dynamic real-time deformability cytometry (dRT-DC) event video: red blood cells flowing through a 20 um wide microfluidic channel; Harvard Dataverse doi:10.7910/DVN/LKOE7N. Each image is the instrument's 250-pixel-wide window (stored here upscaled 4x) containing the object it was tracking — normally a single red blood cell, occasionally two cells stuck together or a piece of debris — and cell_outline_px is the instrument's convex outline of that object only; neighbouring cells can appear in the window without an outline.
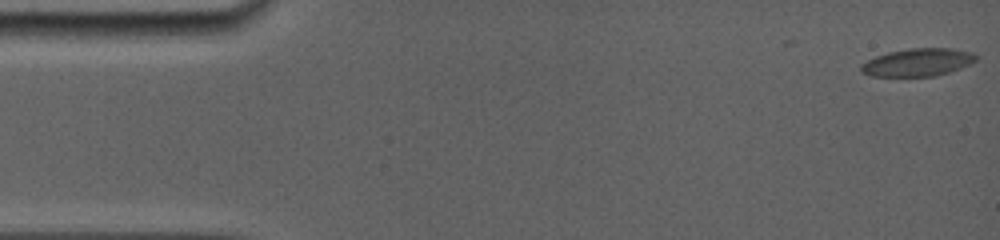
{"species": "common noctule bat (a hibernating species)", "species_latin": "Nyctalus noctula", "temperature_condition": "room temperature", "stored_images_in_passage": 77, "camera_frame_rate_fps": 5000, "um_per_image_px": 0.085, "animal": {"sex": "female", "body_mass_g": 19.0, "forearm_length_mm": 56.7}, "frame": {"image": 1, "passage_image": 1, "time_ms": 0.0, "image_size_px": [1000, 240], "cell_outline_px": [[980, 56], [976, 60], [960, 68], [936, 76], [872, 76], [860, 72], [860, 64], [876, 56], [888, 52], [908, 48], [948, 48], [972, 52]], "centroid_in_image_um": [78.0, 5.29], "position_along_channel_um": 7.0, "area_um2": 18.61}}
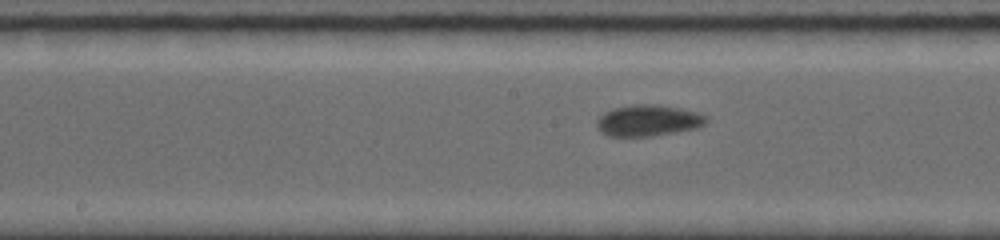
{"frame": {"image": 2, "passage_image": 45, "time_ms": 8.2, "image_size_px": [1000, 240], "cell_outline_px": [[708, 120], [704, 124], [696, 128], [648, 136], [608, 136], [600, 132], [596, 128], [596, 120], [604, 112], [612, 108], [636, 104], [652, 104], [680, 108], [696, 112], [704, 116]], "centroid_in_image_um": [55.02, 10.24], "position_along_channel_um": 193.2, "area_um2": 19.77}}
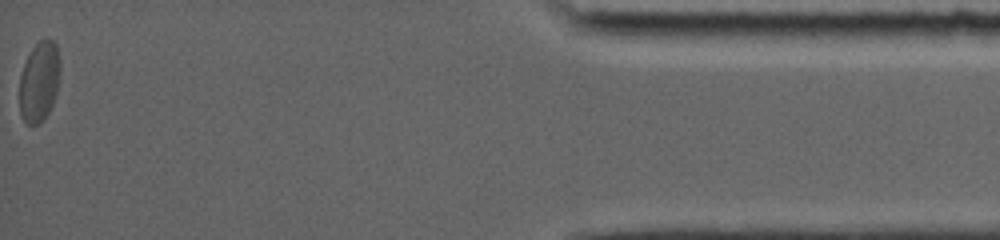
{"frame": {"image": 3, "passage_image": 77, "time_ms": 16.4, "image_size_px": [1000, 240], "cell_outline_px": [[60, 76], [56, 92], [52, 104], [44, 120], [40, 124], [28, 124], [20, 116], [20, 76], [24, 64], [32, 48], [44, 36], [52, 40], [56, 44], [60, 60]], "centroid_in_image_um": [3.35, 6.92], "position_along_channel_um": 431.9, "area_um2": 19.13}, "authors_computed_cell_mechanics": {"area_um2": 18.7272, "velocity_mm_per_s": 3.8118, "shape_relaxation_time_tau1_ms": 3.2111, "shape_relaxation_time_tau2_ms": null, "deformation_change_tau1": 0.1051, "deformation_change_tau2": null}}